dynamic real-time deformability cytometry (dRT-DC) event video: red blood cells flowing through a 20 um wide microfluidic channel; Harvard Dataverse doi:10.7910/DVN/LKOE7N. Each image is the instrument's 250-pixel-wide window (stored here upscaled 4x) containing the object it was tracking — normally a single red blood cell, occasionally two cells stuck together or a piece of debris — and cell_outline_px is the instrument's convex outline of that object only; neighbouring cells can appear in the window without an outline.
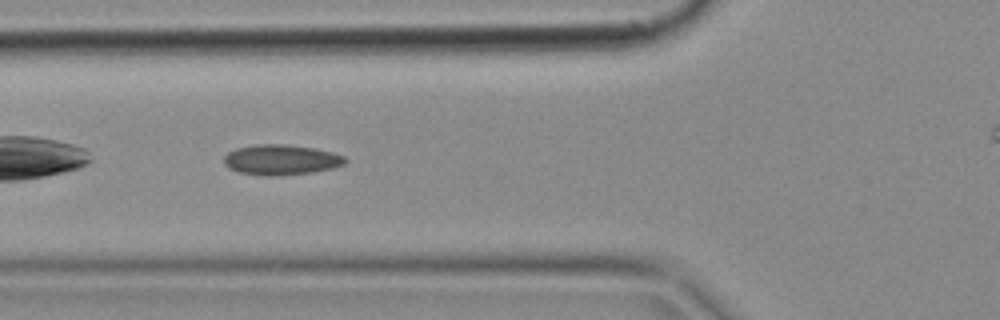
{"species": "common noctule bat (a hibernating species)", "species_latin": "Nyctalus noctula", "temperature_condition": "cold", "stored_images_in_passage": 4, "camera_frame_rate_fps": 3000, "um_per_image_px": 0.085, "animal": {"sex": "female", "body_mass_g": 18.4}, "frame": {"image": 1, "passage_image": 2, "time_ms": 0.333, "image_size_px": [1000, 320], "cell_outline_px": [[348, 160], [344, 164], [332, 168], [312, 172], [272, 176], [240, 172], [228, 168], [224, 164], [224, 156], [228, 152], [236, 148], [256, 144], [288, 144], [316, 148], [332, 152], [344, 156]], "centroid_in_image_um": [23.89, 13.56], "position_along_channel_um": 101.9, "area_um2": 21.39}}
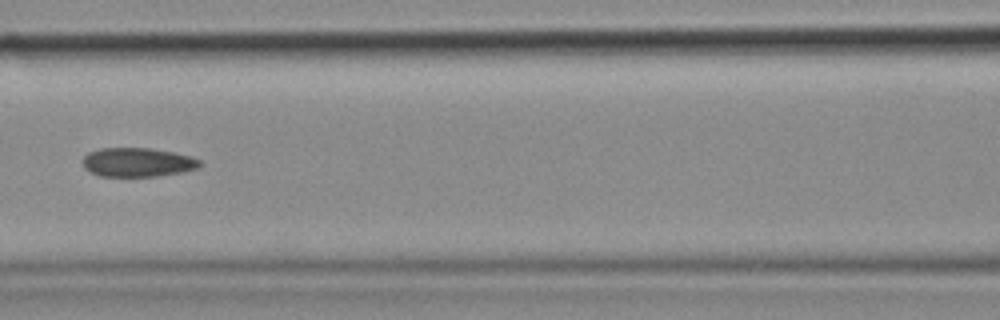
{"frame": {"image": 2, "passage_image": 3, "time_ms": 0.667, "image_size_px": [1000, 320], "cell_outline_px": [[200, 164], [196, 168], [180, 172], [156, 176], [100, 176], [84, 168], [84, 156], [88, 152], [100, 148], [148, 148], [172, 152], [192, 156], [200, 160]], "centroid_in_image_um": [11.67, 13.78], "position_along_channel_um": 154.9, "area_um2": 19.54}}